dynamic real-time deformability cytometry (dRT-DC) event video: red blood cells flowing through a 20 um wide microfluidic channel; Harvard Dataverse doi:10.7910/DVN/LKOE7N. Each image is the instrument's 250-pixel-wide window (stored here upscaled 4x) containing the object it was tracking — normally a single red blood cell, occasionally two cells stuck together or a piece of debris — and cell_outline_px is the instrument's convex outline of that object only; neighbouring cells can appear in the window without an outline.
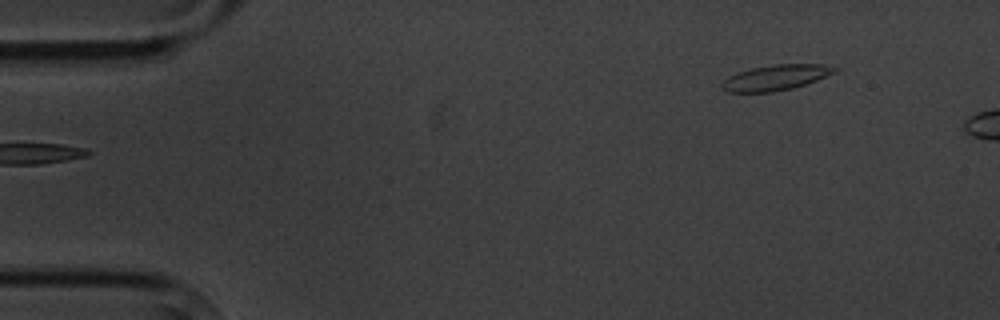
{"species": "common noctule bat (a hibernating species)", "species_latin": "Nyctalus noctula", "temperature_condition": "cold", "stored_images_in_passage": 3, "camera_frame_rate_fps": 3000, "um_per_image_px": 0.085, "animal": {"sex": "male", "body_mass_g": 20.1, "forearm_length_mm": 53.5}, "frame": {"image": 1, "passage_image": 1, "time_ms": 0.0, "image_size_px": [1000, 320], "cell_outline_px": [[840, 68], [836, 72], [816, 80], [792, 88], [772, 92], [728, 92], [720, 88], [720, 84], [728, 76], [752, 68], [772, 64], [824, 64]], "centroid_in_image_um": [65.93, 6.59], "position_along_channel_um": 19.1, "area_um2": 16.7}}